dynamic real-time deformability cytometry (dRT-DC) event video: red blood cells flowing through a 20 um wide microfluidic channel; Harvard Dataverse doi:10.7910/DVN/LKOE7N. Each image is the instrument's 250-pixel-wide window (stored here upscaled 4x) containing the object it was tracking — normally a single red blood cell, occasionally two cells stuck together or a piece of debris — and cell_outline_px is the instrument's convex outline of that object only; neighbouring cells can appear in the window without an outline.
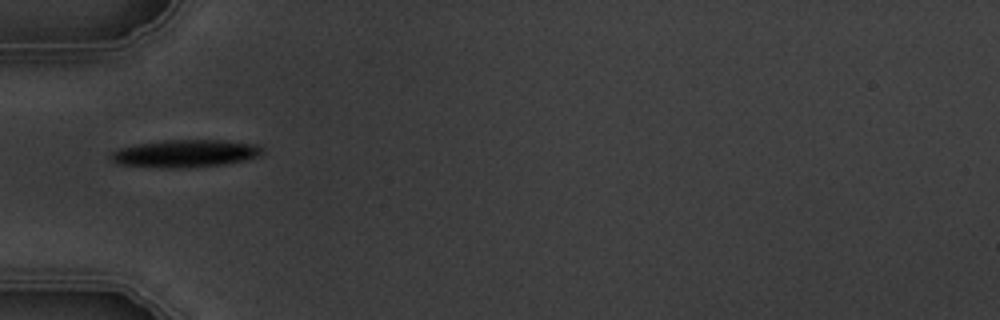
{"species": "common noctule bat (a hibernating species)", "species_latin": "Nyctalus noctula", "temperature_condition": "warm", "stored_images_in_passage": 3, "camera_frame_rate_fps": 3000, "um_per_image_px": 0.085, "animal": {"sex": "male", "body_mass_g": 19.5, "forearm_length_mm": 54.6}, "frame": {"image": 1, "passage_image": 1, "time_ms": 0.0, "image_size_px": [1000, 320], "cell_outline_px": [[264, 152], [260, 156], [244, 160], [224, 164], [188, 168], [160, 168], [120, 164], [112, 160], [108, 156], [112, 152], [120, 148], [136, 144], [160, 140], [220, 140], [252, 144], [260, 148]], "centroid_in_image_um": [15.7, 13.05], "position_along_channel_um": 69.3, "area_um2": 24.28}}
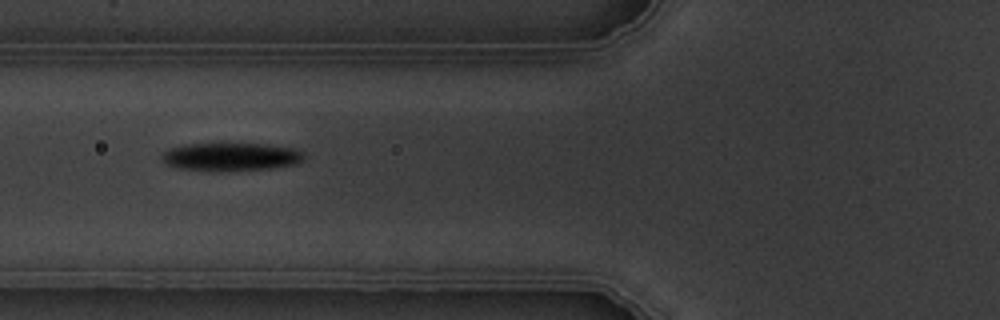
{"frame": {"image": 2, "passage_image": 2, "time_ms": 1.0, "image_size_px": [1000, 320], "cell_outline_px": [[308, 156], [304, 160], [296, 164], [276, 168], [220, 172], [212, 172], [176, 168], [160, 160], [160, 156], [168, 148], [184, 144], [268, 144], [296, 148], [304, 152]], "centroid_in_image_um": [19.66, 13.34], "position_along_channel_um": 106.1, "area_um2": 24.1}}